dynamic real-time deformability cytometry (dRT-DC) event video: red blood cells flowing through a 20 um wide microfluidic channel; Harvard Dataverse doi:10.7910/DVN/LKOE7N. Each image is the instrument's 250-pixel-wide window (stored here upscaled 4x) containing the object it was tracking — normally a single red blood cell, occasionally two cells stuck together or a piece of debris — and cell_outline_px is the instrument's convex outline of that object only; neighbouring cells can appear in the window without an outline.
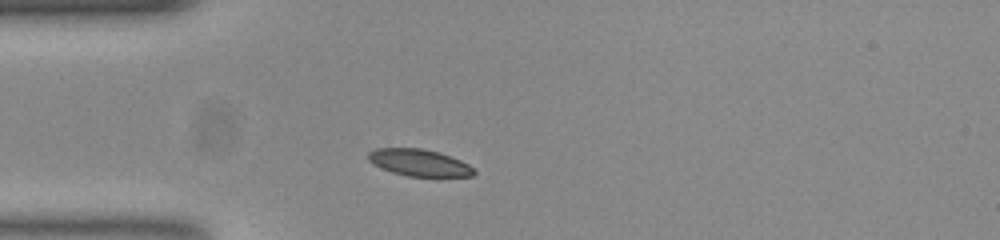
{"species": "common noctule bat (a hibernating species)", "species_latin": "Nyctalus noctula", "temperature_condition": "room temperature", "stored_images_in_passage": 41, "camera_frame_rate_fps": 3000, "um_per_image_px": 0.085, "animal": {"sex": "female", "body_mass_g": 23.0, "forearm_length_mm": 53.4}, "frame": {"image": 1, "passage_image": 1, "time_ms": 0.0, "image_size_px": [1000, 240], "cell_outline_px": [[476, 172], [472, 176], [408, 176], [392, 172], [368, 160], [368, 152], [376, 148], [420, 148], [440, 152], [460, 160], [468, 164]], "centroid_in_image_um": [35.64, 13.81], "position_along_channel_um": 49.4, "area_um2": 16.3}}
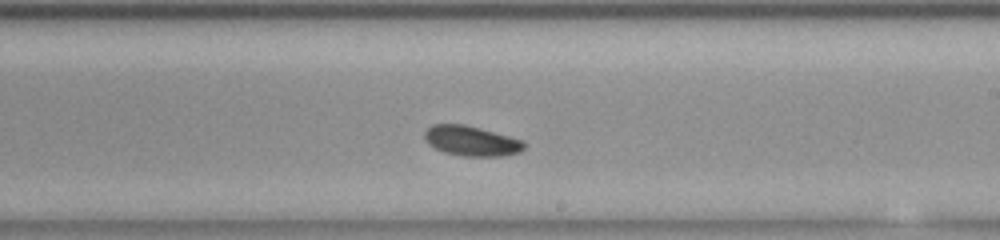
{"frame": {"image": 2, "passage_image": 18, "time_ms": 5.667, "image_size_px": [1000, 240], "cell_outline_px": [[524, 148], [520, 152], [504, 156], [464, 156], [444, 152], [428, 144], [424, 140], [424, 132], [432, 124], [464, 124], [480, 128], [524, 140]], "centroid_in_image_um": [40.06, 11.97], "position_along_channel_um": 248.9, "area_um2": 17.46}}
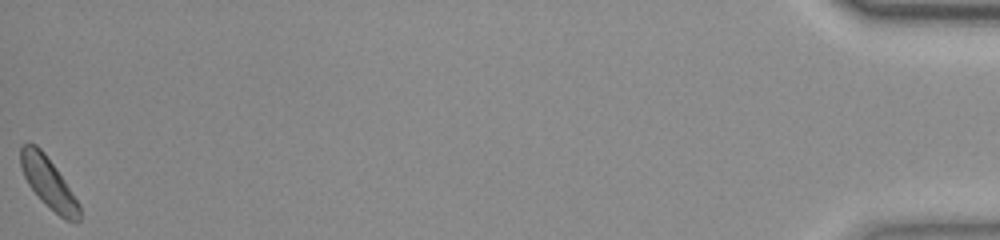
{"frame": {"image": 3, "passage_image": 41, "time_ms": 13.333, "image_size_px": [1000, 240], "cell_outline_px": [[80, 220], [76, 224], [64, 220], [28, 184], [24, 176], [20, 164], [20, 144], [28, 140], [36, 144], [44, 152], [56, 168], [80, 204]], "centroid_in_image_um": [4.11, 15.48], "position_along_channel_um": 431.1, "area_um2": 17.22}}